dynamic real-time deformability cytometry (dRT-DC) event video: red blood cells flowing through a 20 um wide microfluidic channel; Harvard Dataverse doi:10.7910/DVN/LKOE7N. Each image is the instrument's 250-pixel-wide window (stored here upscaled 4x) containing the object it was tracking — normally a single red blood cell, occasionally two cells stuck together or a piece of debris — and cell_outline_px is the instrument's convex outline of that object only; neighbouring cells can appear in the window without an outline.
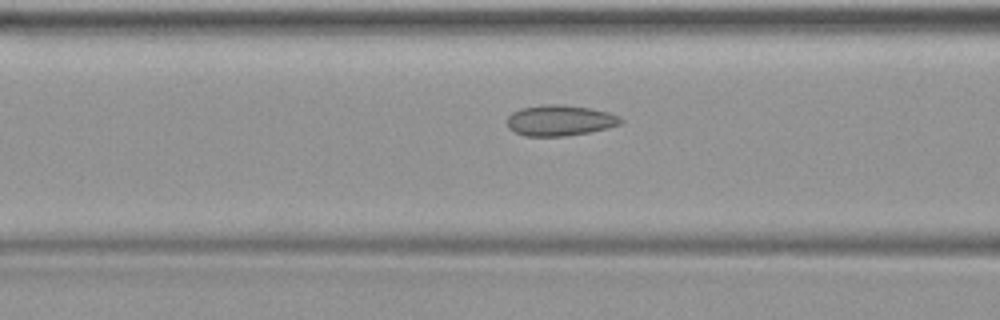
{"species": "common noctule bat (a hibernating species)", "species_latin": "Nyctalus noctula", "temperature_condition": "warm", "stored_images_in_passage": 13, "camera_frame_rate_fps": 3000, "um_per_image_px": 0.085, "animal": {"sex": "female", "body_mass_g": 19.9}, "frame": {"image": 1, "passage_image": 4, "time_ms": 1.0, "image_size_px": [1000, 320], "cell_outline_px": [[624, 120], [620, 124], [608, 128], [588, 132], [564, 136], [524, 136], [508, 128], [508, 116], [512, 112], [520, 108], [548, 100], [592, 108], [608, 112], [620, 116]], "centroid_in_image_um": [47.57, 10.17], "position_along_channel_um": 119.0, "area_um2": 21.27}}
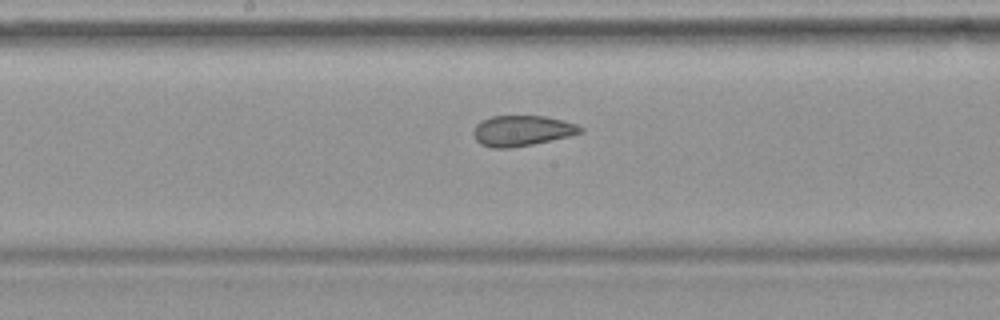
{"frame": {"image": 2, "passage_image": 9, "time_ms": 2.667, "image_size_px": [1000, 320], "cell_outline_px": [[584, 132], [568, 136], [532, 144], [512, 148], [492, 148], [480, 144], [476, 140], [472, 132], [476, 124], [480, 120], [492, 116], [544, 116], [564, 120], [576, 124], [584, 128]], "centroid_in_image_um": [44.35, 11.11], "position_along_channel_um": 203.9, "area_um2": 19.13}}
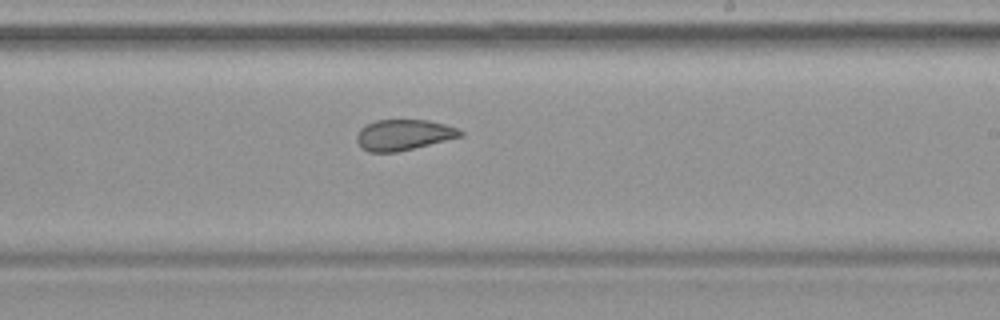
{"frame": {"image": 3, "passage_image": 12, "time_ms": 3.667, "image_size_px": [1000, 320], "cell_outline_px": [[464, 136], [396, 152], [368, 152], [360, 148], [356, 140], [356, 136], [360, 128], [376, 120], [428, 120], [460, 128], [464, 132]], "centroid_in_image_um": [34.31, 11.46], "position_along_channel_um": 254.7, "area_um2": 18.67}}